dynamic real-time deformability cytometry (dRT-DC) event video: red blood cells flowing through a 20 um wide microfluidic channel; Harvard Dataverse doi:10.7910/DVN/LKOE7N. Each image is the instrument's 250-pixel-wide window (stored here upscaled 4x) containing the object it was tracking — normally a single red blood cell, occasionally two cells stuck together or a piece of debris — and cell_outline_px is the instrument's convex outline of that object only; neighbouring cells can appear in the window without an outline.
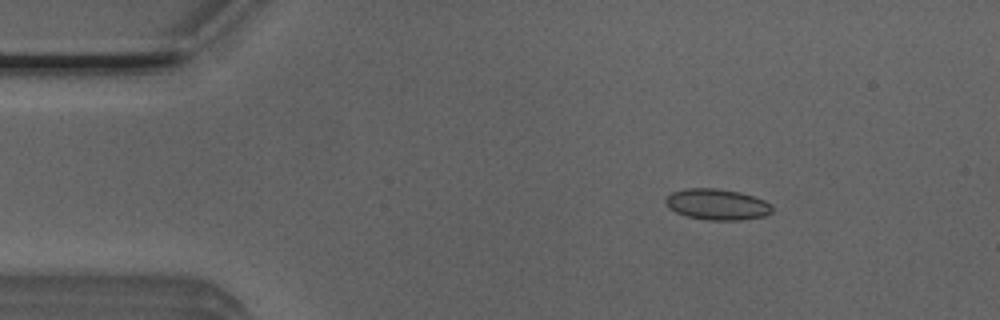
{"species": "Egyptian fruit bat (a non-hibernating species)", "species_latin": "Rousettus aegyptiacus", "temperature_condition": "room temperature", "stored_images_in_passage": 14, "camera_frame_rate_fps": 3000, "um_per_image_px": 0.085, "animal": {"sex": "male"}, "frame": {"image": 1, "passage_image": 8, "time_ms": 2.333, "image_size_px": [1000, 320], "cell_outline_px": [[772, 212], [764, 216], [740, 220], [708, 220], [688, 216], [676, 212], [668, 208], [664, 200], [672, 192], [684, 188], [716, 188], [740, 192], [764, 200], [772, 204]], "centroid_in_image_um": [60.95, 17.37], "position_along_channel_um": 24.1, "area_um2": 19.25}}